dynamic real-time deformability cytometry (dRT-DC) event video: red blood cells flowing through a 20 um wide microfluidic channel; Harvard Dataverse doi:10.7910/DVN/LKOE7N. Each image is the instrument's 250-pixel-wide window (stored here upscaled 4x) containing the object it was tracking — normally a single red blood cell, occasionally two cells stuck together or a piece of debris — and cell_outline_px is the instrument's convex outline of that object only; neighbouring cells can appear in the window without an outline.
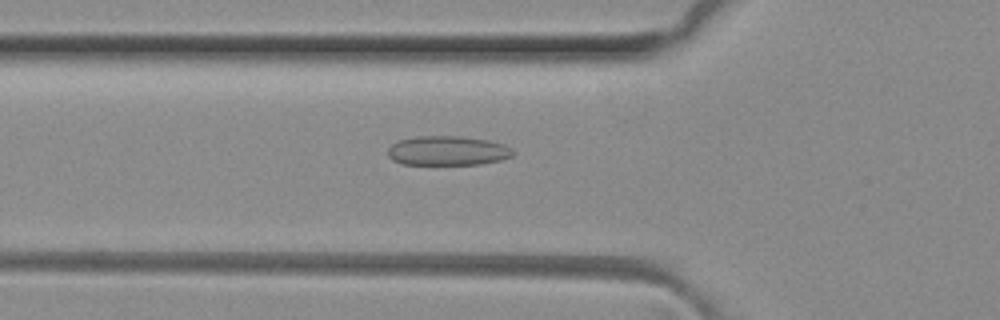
{"species": "common noctule bat (a hibernating species)", "species_latin": "Nyctalus noctula", "temperature_condition": "room temperature", "stored_images_in_passage": 45, "camera_frame_rate_fps": 3000, "um_per_image_px": 0.085, "animal": {"sex": "female", "body_mass_g": 29.2, "forearm_length_mm": 56.3}, "frame": {"image": 1, "passage_image": 13, "time_ms": 4.0, "image_size_px": [1000, 320], "cell_outline_px": [[516, 152], [512, 156], [500, 160], [480, 164], [400, 164], [392, 160], [388, 156], [388, 148], [396, 140], [420, 136], [460, 136], [488, 140], [504, 144], [512, 148]], "centroid_in_image_um": [38.04, 12.81], "position_along_channel_um": 87.8, "area_um2": 21.62}}
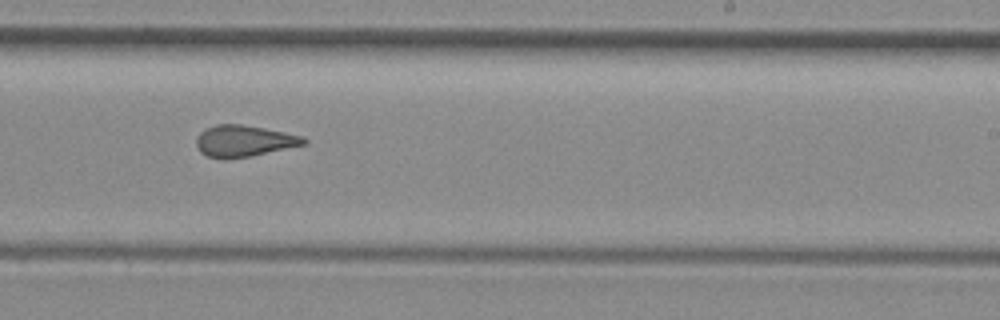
{"frame": {"image": 2, "passage_image": 26, "time_ms": 8.333, "image_size_px": [1000, 320], "cell_outline_px": [[308, 140], [304, 144], [252, 156], [228, 160], [224, 160], [208, 156], [200, 152], [196, 144], [196, 140], [200, 132], [216, 124], [240, 124], [264, 128], [304, 136]], "centroid_in_image_um": [20.72, 12.0], "position_along_channel_um": 268.3, "area_um2": 19.71}}
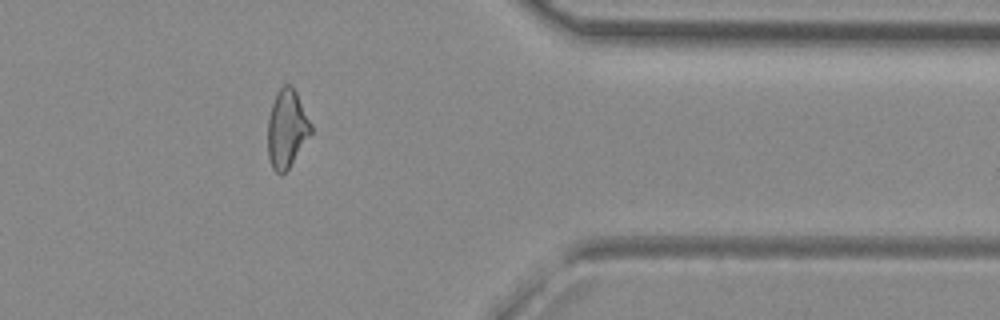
{"frame": {"image": 3, "passage_image": 36, "time_ms": 11.667, "image_size_px": [1000, 320], "cell_outline_px": [[312, 132], [288, 168], [280, 176], [272, 168], [268, 156], [268, 120], [272, 104], [276, 92], [284, 84], [292, 84], [312, 124]], "centroid_in_image_um": [24.37, 10.92], "position_along_channel_um": 387.0, "area_um2": 19.54}, "authors_computed_cell_mechanics": {"area_um2": 20.519, "velocity_mm_per_s": 4.1682, "shape_relaxation_time_tau1_ms": null, "shape_relaxation_time_tau2_ms": 1.8601, "deformation_change_tau1": null, "deformation_change_tau2": 0.1102}}